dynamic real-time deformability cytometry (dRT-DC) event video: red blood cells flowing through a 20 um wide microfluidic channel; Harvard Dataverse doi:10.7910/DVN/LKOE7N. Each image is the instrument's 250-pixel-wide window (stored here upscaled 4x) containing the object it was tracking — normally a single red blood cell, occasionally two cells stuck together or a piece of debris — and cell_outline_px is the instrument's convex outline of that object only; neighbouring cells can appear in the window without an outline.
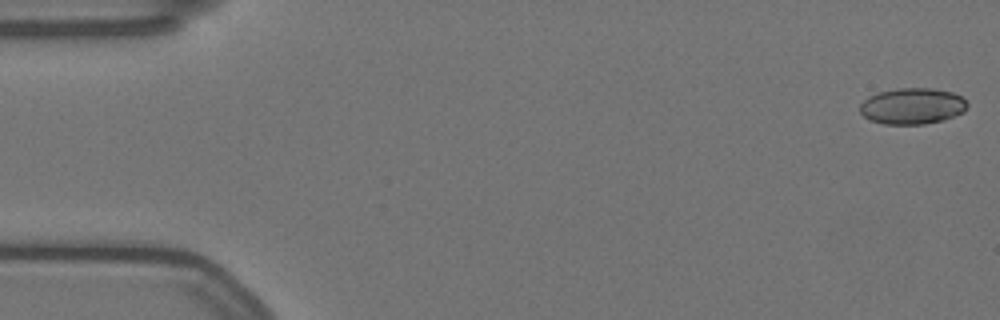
{"species": "Egyptian fruit bat (a non-hibernating species)", "species_latin": "Rousettus aegyptiacus", "temperature_condition": "warm", "stored_images_in_passage": 57, "camera_frame_rate_fps": 3000, "um_per_image_px": 0.085, "animal": {"sex": "female"}, "frame": {"image": 1, "passage_image": 1, "time_ms": 0.0, "image_size_px": [1000, 320], "cell_outline_px": [[968, 104], [964, 112], [944, 120], [924, 124], [884, 124], [872, 120], [864, 116], [860, 112], [860, 104], [868, 96], [876, 92], [896, 88], [932, 88], [952, 92], [960, 96]], "centroid_in_image_um": [77.54, 9.01], "position_along_channel_um": 7.5, "area_um2": 22.72}}
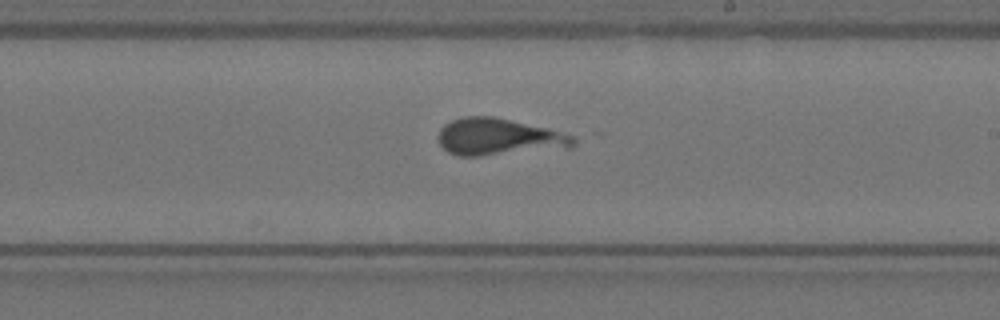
{"frame": {"image": 2, "passage_image": 33, "time_ms": 10.667, "image_size_px": [1000, 320], "cell_outline_px": [[576, 144], [572, 148], [480, 156], [456, 156], [448, 152], [440, 144], [436, 136], [440, 128], [444, 124], [452, 120], [464, 116], [496, 116], [548, 128], [572, 136], [576, 140]], "centroid_in_image_um": [42.38, 11.64], "position_along_channel_um": 246.6, "area_um2": 29.54}}
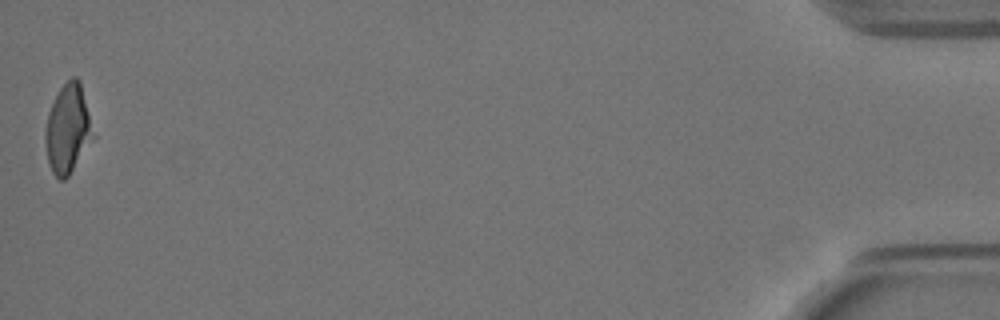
{"frame": {"image": 3, "passage_image": 57, "time_ms": 18.667, "image_size_px": [1000, 320], "cell_outline_px": [[96, 136], [68, 176], [64, 180], [60, 180], [52, 172], [48, 164], [44, 140], [44, 132], [48, 112], [60, 88], [72, 76], [76, 76], [80, 80]], "centroid_in_image_um": [5.77, 10.96], "position_along_channel_um": 429.4, "area_um2": 25.09}}